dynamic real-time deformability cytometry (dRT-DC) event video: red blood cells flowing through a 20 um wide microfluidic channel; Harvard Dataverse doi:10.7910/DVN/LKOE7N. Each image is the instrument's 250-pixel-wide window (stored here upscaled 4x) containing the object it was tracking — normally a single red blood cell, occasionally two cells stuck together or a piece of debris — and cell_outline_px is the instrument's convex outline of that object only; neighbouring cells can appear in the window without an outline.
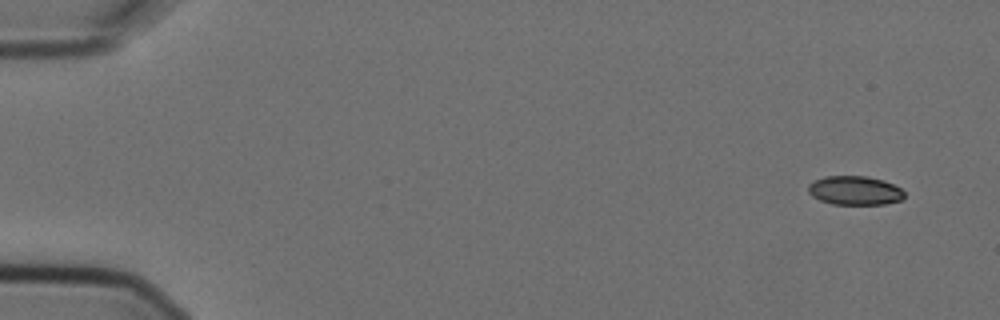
{"species": "Egyptian fruit bat (a non-hibernating species)", "species_latin": "Rousettus aegyptiacus", "temperature_condition": "cold", "stored_images_in_passage": 6, "segment_of_instrument_passage": [1, 2], "camera_frame_rate_fps": 3000, "um_per_image_px": 0.085, "animal": {"sex": "female"}, "frame": {"image": 1, "passage_image": 1, "time_ms": 0.0, "image_size_px": [1000, 320], "cell_outline_px": [[904, 200], [884, 204], [832, 204], [820, 200], [812, 196], [808, 192], [808, 184], [812, 180], [824, 176], [868, 176], [884, 180], [900, 188], [904, 192]], "centroid_in_image_um": [72.64, 16.18], "position_along_channel_um": 12.4, "area_um2": 16.42}}
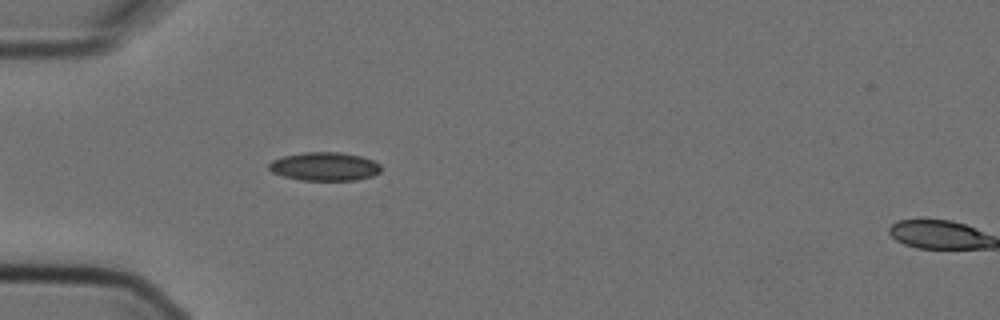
{"frame": {"image": 2, "passage_image": 5, "time_ms": 1.333, "image_size_px": [1000, 320], "cell_outline_px": [[380, 172], [372, 176], [356, 180], [300, 180], [284, 176], [272, 172], [268, 168], [268, 164], [272, 160], [284, 156], [304, 152], [340, 152], [360, 156], [372, 160], [380, 164]], "centroid_in_image_um": [27.58, 14.15], "position_along_channel_um": 57.4, "area_um2": 18.55}}